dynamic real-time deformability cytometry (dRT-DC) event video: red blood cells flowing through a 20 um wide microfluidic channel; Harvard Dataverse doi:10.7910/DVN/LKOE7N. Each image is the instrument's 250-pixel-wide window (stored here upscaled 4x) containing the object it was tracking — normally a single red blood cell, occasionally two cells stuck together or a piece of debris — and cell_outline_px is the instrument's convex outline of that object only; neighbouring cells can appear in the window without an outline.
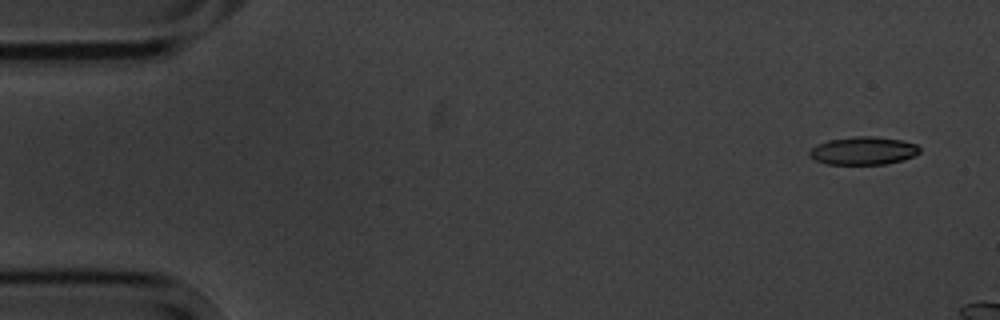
{"species": "common noctule bat (a hibernating species)", "species_latin": "Nyctalus noctula", "temperature_condition": "cold", "stored_images_in_passage": 6, "camera_frame_rate_fps": 3000, "um_per_image_px": 0.085, "animal": {"sex": "male", "body_mass_g": 20.1, "forearm_length_mm": 53.5}, "frame": {"image": 1, "passage_image": 1, "time_ms": 0.0, "image_size_px": [1000, 320], "cell_outline_px": [[920, 152], [912, 156], [900, 160], [884, 164], [824, 164], [808, 156], [808, 152], [816, 144], [828, 140], [856, 136], [876, 136], [900, 140], [916, 144], [920, 148]], "centroid_in_image_um": [73.33, 12.81], "position_along_channel_um": 11.7, "area_um2": 17.92}}
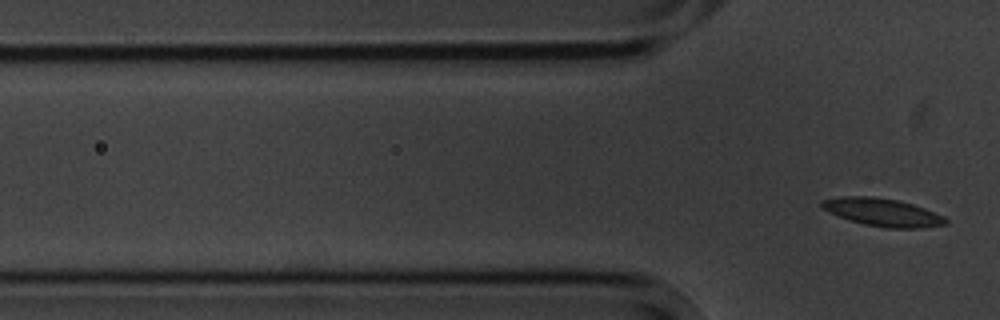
{"frame": {"image": 2, "passage_image": 6, "time_ms": 6.667, "image_size_px": [1000, 320], "cell_outline_px": [[948, 224], [924, 228], [888, 228], [864, 224], [848, 220], [828, 212], [820, 204], [820, 200], [840, 196], [872, 196], [896, 200], [912, 204], [924, 208], [944, 216], [948, 220]], "centroid_in_image_um": [75.01, 18.05], "position_along_channel_um": 50.8, "area_um2": 20.17}}